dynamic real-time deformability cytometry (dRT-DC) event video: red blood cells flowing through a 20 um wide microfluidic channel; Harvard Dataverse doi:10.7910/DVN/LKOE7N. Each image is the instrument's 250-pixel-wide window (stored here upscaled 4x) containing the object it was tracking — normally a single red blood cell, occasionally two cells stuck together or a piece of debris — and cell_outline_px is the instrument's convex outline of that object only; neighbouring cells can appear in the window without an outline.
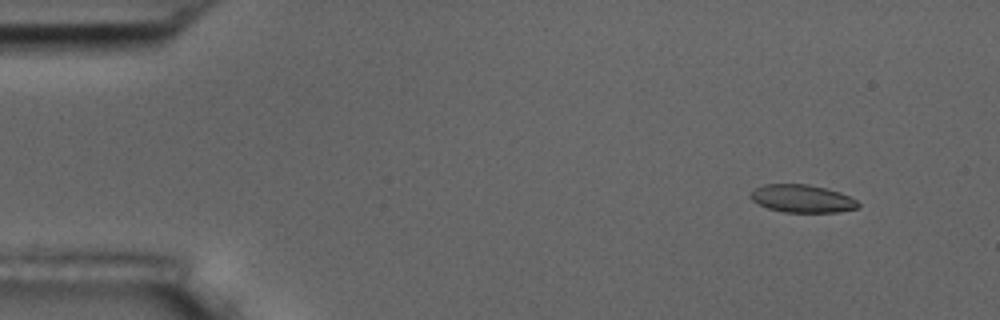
{"species": "common noctule bat (a hibernating species)", "species_latin": "Nyctalus noctula", "temperature_condition": "room temperature", "stored_images_in_passage": 4, "camera_frame_rate_fps": 3000, "um_per_image_px": 0.085, "animal": {"sex": "male", "body_mass_g": 17.5, "forearm_length_mm": 52.3}, "frame": {"image": 1, "passage_image": 1, "time_ms": 0.0, "image_size_px": [1000, 320], "cell_outline_px": [[860, 204], [856, 208], [836, 212], [784, 212], [768, 208], [752, 200], [752, 192], [756, 188], [764, 184], [808, 184], [840, 192], [856, 200]], "centroid_in_image_um": [68.19, 16.88], "position_along_channel_um": 16.8, "area_um2": 17.11}}